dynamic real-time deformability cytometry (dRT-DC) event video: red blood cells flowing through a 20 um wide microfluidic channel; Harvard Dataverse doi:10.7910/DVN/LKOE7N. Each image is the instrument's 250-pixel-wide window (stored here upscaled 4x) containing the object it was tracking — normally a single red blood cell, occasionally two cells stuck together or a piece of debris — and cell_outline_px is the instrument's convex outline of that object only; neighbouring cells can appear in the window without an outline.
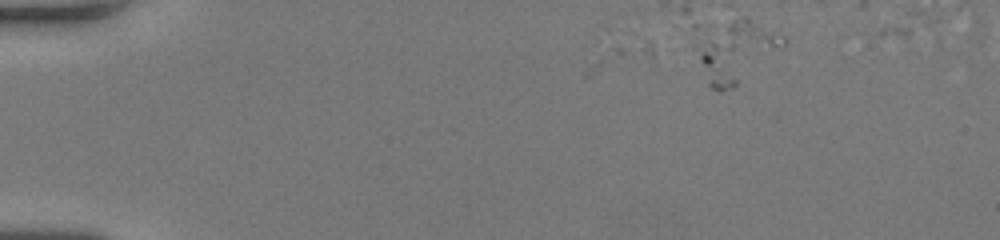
{"species": "human", "species_latin": "Homo sapiens", "temperature_condition": "room temperature", "stored_images_in_passage": 9, "camera_frame_rate_fps": 3000, "um_per_image_px": 0.085, "donor": {"sex": "female"}, "frame": {"image": 1, "passage_image": 1, "time_ms": 0.0, "image_size_px": [1000, 240], "cell_outline_px": [[788, 40], [784, 44], [732, 88], [720, 92], [712, 88], [708, 84], [692, 48], [732, 16], [748, 16], [784, 36]], "centroid_in_image_um": [62.53, 4.33], "position_along_channel_um": 22.5, "area_um2": 30.17}}